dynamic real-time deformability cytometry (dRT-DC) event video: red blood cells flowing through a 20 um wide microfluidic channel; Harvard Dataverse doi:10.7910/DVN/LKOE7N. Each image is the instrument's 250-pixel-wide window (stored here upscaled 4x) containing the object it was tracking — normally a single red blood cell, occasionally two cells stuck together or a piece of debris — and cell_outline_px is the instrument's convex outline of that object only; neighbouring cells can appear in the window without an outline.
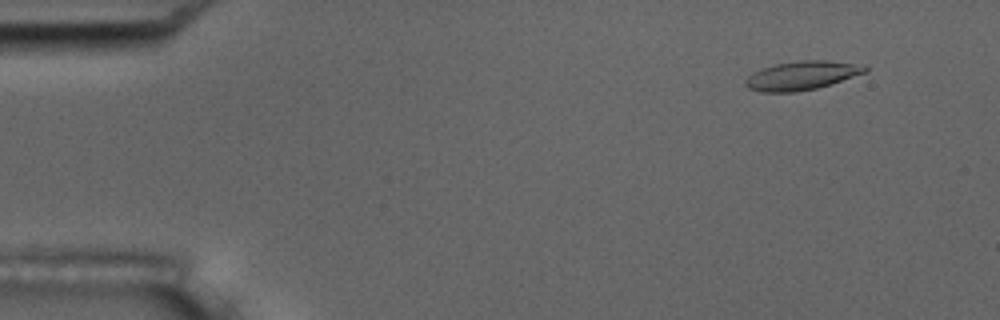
{"species": "common noctule bat (a hibernating species)", "species_latin": "Nyctalus noctula", "temperature_condition": "room temperature", "stored_images_in_passage": 5, "camera_frame_rate_fps": 3000, "um_per_image_px": 0.085, "animal": {"sex": "male", "body_mass_g": 17.5, "forearm_length_mm": 52.3}, "frame": {"image": 1, "passage_image": 2, "time_ms": 0.333, "image_size_px": [1000, 320], "cell_outline_px": [[868, 72], [832, 84], [816, 88], [796, 92], [760, 92], [748, 88], [744, 84], [744, 80], [752, 72], [776, 64], [800, 60], [824, 60], [852, 64], [868, 68]], "centroid_in_image_um": [68.11, 6.44], "position_along_channel_um": 16.9, "area_um2": 19.94}}